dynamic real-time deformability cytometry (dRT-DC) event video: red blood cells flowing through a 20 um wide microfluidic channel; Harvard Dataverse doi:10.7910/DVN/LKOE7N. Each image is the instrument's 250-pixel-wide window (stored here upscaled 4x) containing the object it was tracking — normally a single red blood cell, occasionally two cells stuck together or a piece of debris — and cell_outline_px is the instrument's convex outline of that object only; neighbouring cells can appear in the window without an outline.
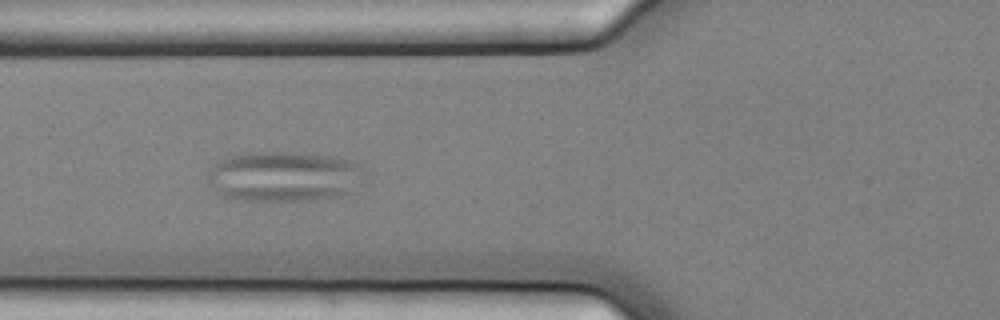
{"species": "common noctule bat (a hibernating species)", "species_latin": "Nyctalus noctula", "temperature_condition": "cold", "stored_images_in_passage": 9, "camera_frame_rate_fps": 3000, "um_per_image_px": 0.085, "animal": {"sex": "female", "body_mass_g": 25.1}, "frame": {"image": 1, "passage_image": 4, "time_ms": 1.0, "image_size_px": [1000, 320], "cell_outline_px": [[356, 168], [348, 192], [336, 196], [308, 200], [248, 200], [224, 196], [216, 192], [204, 176], [220, 160], [232, 156], [248, 152], [288, 152], [328, 156], [348, 160], [356, 164]], "centroid_in_image_um": [23.9, 14.99], "position_along_channel_um": 101.9, "area_um2": 43.93}}